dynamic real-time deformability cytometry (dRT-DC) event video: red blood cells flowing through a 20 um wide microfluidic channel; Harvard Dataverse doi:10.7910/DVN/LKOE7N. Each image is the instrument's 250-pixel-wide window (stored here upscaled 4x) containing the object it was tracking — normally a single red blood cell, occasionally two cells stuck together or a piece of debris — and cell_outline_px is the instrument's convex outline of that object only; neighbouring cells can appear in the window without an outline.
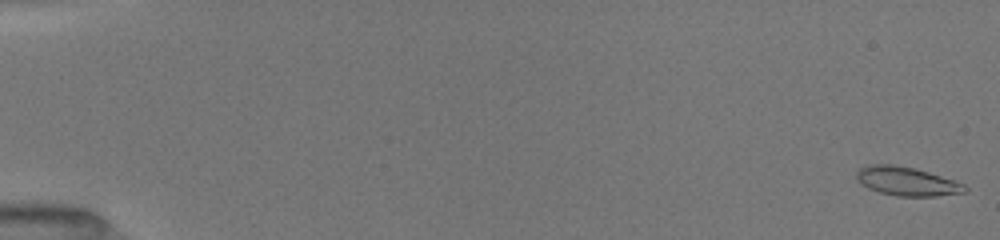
{"species": "common noctule bat (a hibernating species)", "species_latin": "Nyctalus noctula", "temperature_condition": "room temperature", "stored_images_in_passage": 30, "camera_frame_rate_fps": 3000, "um_per_image_px": 0.085, "animal": {"sex": "female", "body_mass_g": 19.5, "forearm_length_mm": 54.1}, "frame": {"image": 1, "passage_image": 1, "time_ms": 0.0, "image_size_px": [1000, 240], "cell_outline_px": [[968, 192], [936, 196], [896, 196], [880, 192], [868, 188], [856, 180], [856, 172], [860, 168], [868, 164], [892, 164], [912, 168], [928, 172], [956, 180], [964, 184], [968, 188]], "centroid_in_image_um": [77.09, 15.41], "position_along_channel_um": 7.9, "area_um2": 18.26}}
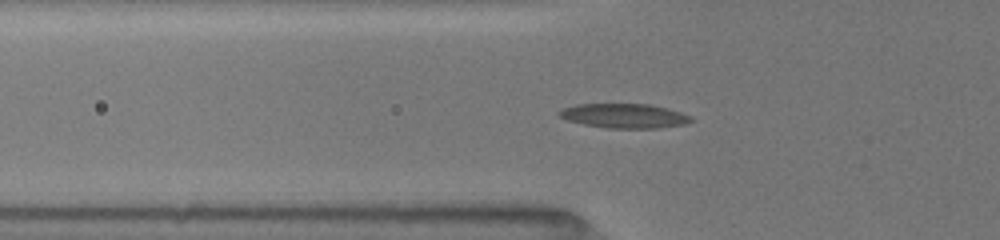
{"frame": {"image": 2, "passage_image": 22, "time_ms": 6.0, "image_size_px": [1000, 240], "cell_outline_px": [[692, 120], [684, 124], [660, 128], [608, 128], [584, 124], [568, 120], [560, 116], [560, 112], [564, 108], [576, 104], [648, 104], [680, 112], [692, 116]], "centroid_in_image_um": [53.08, 9.85], "position_along_channel_um": 72.7, "area_um2": 18.44}}
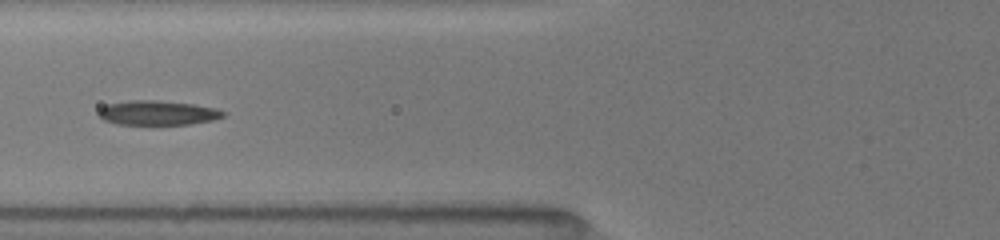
{"frame": {"image": 3, "passage_image": 27, "time_ms": 7.0, "image_size_px": [1000, 240], "cell_outline_px": [[224, 116], [212, 120], [192, 124], [116, 124], [104, 120], [96, 116], [96, 112], [100, 108], [108, 104], [128, 100], [160, 100], [192, 104], [216, 108], [224, 112]], "centroid_in_image_um": [13.34, 9.59], "position_along_channel_um": 112.5, "area_um2": 17.86}}